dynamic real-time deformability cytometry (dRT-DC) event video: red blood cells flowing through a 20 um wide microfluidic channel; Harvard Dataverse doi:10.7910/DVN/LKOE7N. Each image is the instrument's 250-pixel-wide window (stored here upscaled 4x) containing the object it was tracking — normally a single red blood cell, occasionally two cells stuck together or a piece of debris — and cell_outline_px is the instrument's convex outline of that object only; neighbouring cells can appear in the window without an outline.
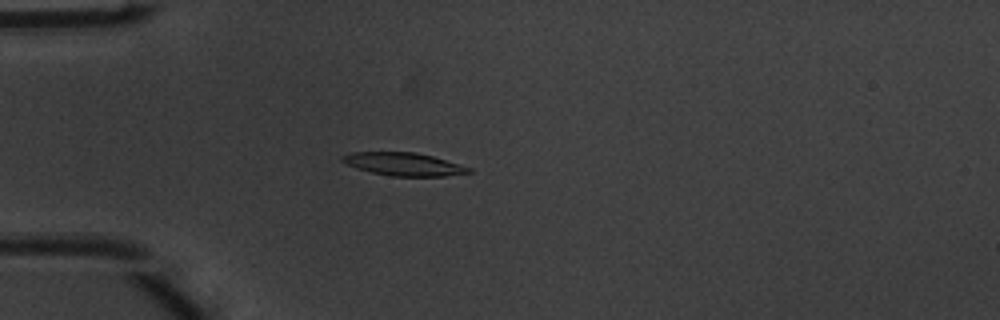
{"species": "common noctule bat (a hibernating species)", "species_latin": "Nyctalus noctula", "temperature_condition": "warm", "stored_images_in_passage": 51, "camera_frame_rate_fps": 3000, "um_per_image_px": 0.085, "animal": {"sex": "male", "body_mass_g": 20.1, "forearm_length_mm": 53.5}, "frame": {"image": 1, "passage_image": 15, "time_ms": 4.667, "image_size_px": [1000, 320], "cell_outline_px": [[472, 172], [444, 176], [392, 176], [372, 172], [356, 168], [340, 160], [340, 156], [352, 152], [416, 152], [432, 156], [472, 168]], "centroid_in_image_um": [34.3, 13.95], "position_along_channel_um": 50.7, "area_um2": 16.82}}
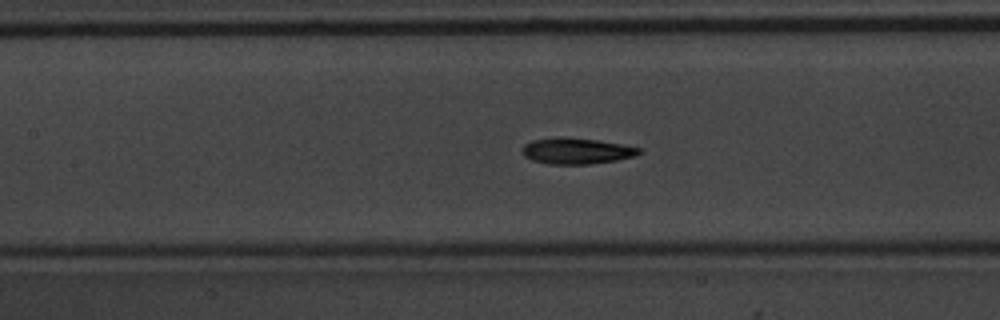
{"frame": {"image": 2, "passage_image": 24, "time_ms": 7.667, "image_size_px": [1000, 320], "cell_outline_px": [[644, 152], [636, 156], [616, 160], [588, 164], [552, 164], [532, 160], [524, 156], [520, 152], [520, 148], [524, 144], [532, 140], [560, 136], [564, 136], [596, 140], [620, 144], [640, 148]], "centroid_in_image_um": [48.97, 12.82], "position_along_channel_um": 158.4, "area_um2": 17.92}}
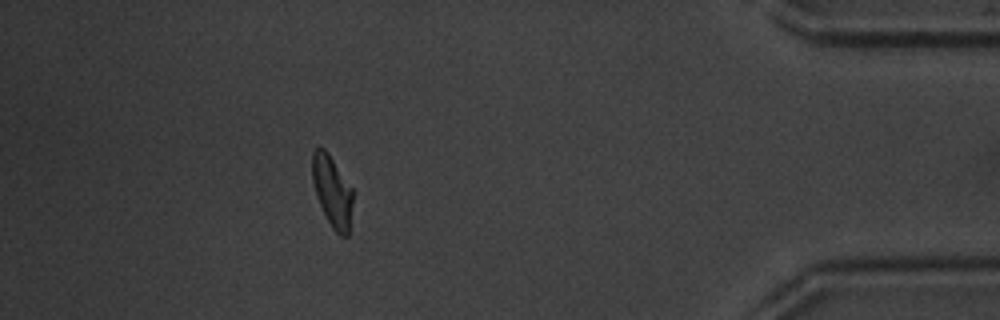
{"frame": {"image": 3, "passage_image": 46, "time_ms": 15.0, "image_size_px": [1000, 320], "cell_outline_px": [[352, 204], [348, 236], [340, 236], [332, 228], [316, 196], [312, 180], [312, 152], [316, 148], [324, 148], [328, 152], [352, 188]], "centroid_in_image_um": [28.23, 16.24], "position_along_channel_um": 407.0, "area_um2": 16.65}, "authors_computed_cell_mechanics": {"area_um2": 17.051, "velocity_mm_per_s": 4.0182, "shape_relaxation_time_tau1_ms": 2.6785, "shape_relaxation_time_tau2_ms": 3.0305, "deformation_change_tau1": 0.1763, "deformation_change_tau2": 0.1101}}